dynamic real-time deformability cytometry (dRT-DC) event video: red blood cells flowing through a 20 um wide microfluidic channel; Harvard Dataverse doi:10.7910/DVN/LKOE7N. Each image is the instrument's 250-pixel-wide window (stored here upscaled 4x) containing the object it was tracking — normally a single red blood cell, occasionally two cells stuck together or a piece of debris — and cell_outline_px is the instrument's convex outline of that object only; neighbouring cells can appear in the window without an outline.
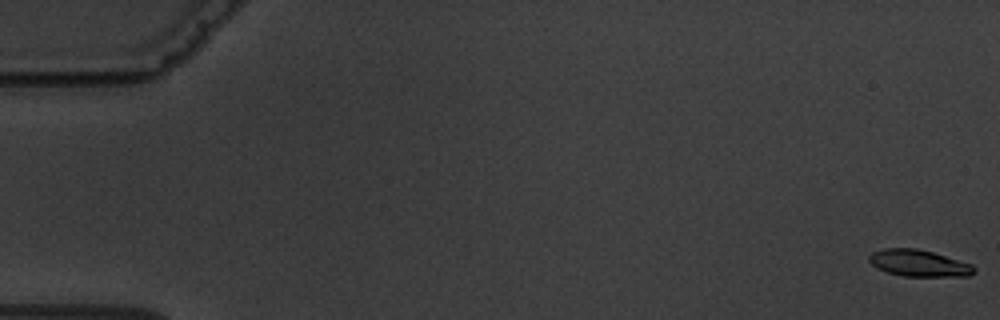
{"species": "common noctule bat (a hibernating species)", "species_latin": "Nyctalus noctula", "temperature_condition": "warm", "stored_images_in_passage": 6, "camera_frame_rate_fps": 3000, "um_per_image_px": 0.085, "animal": {"sex": "male", "body_mass_g": 19.5, "forearm_length_mm": 54.6}, "frame": {"image": 1, "passage_image": 1, "time_ms": 0.0, "image_size_px": [1000, 320], "cell_outline_px": [[976, 272], [968, 276], [904, 276], [888, 272], [876, 268], [868, 260], [868, 256], [872, 252], [884, 248], [916, 248], [932, 252], [972, 264], [976, 268]], "centroid_in_image_um": [78.1, 22.37], "position_along_channel_um": 6.9, "area_um2": 16.3}}
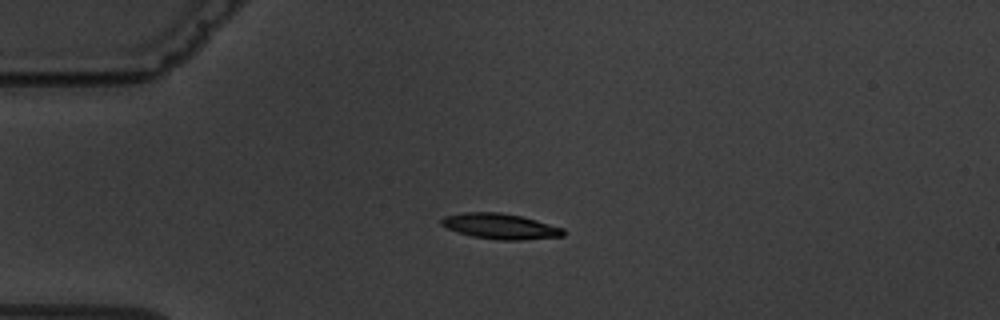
{"frame": {"image": 2, "passage_image": 5, "time_ms": 4.667, "image_size_px": [1000, 320], "cell_outline_px": [[564, 236], [524, 240], [496, 240], [472, 236], [456, 232], [440, 224], [440, 220], [444, 216], [464, 212], [500, 212], [520, 216], [536, 220], [564, 228]], "centroid_in_image_um": [42.51, 19.24], "position_along_channel_um": 42.5, "area_um2": 18.21}}